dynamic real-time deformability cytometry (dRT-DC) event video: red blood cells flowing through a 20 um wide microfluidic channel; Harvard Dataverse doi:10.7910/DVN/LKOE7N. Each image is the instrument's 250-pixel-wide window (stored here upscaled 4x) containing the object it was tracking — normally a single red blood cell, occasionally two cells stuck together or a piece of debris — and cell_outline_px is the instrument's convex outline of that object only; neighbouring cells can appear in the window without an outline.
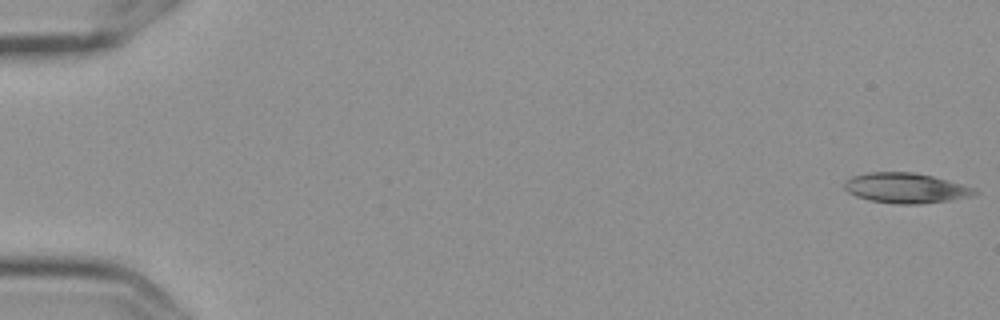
{"species": "Egyptian fruit bat (a non-hibernating species)", "species_latin": "Rousettus aegyptiacus", "temperature_condition": "cold", "stored_images_in_passage": 6, "camera_frame_rate_fps": 3000, "um_per_image_px": 0.085, "frame": {"image": 1, "passage_image": 1, "time_ms": 0.0, "image_size_px": [1000, 320], "cell_outline_px": [[980, 192], [972, 196], [948, 200], [920, 204], [896, 204], [868, 200], [856, 196], [848, 192], [844, 188], [844, 180], [852, 176], [868, 172], [912, 172], [932, 176], [976, 188]], "centroid_in_image_um": [76.97, 15.98], "position_along_channel_um": 8.0, "area_um2": 22.95}}
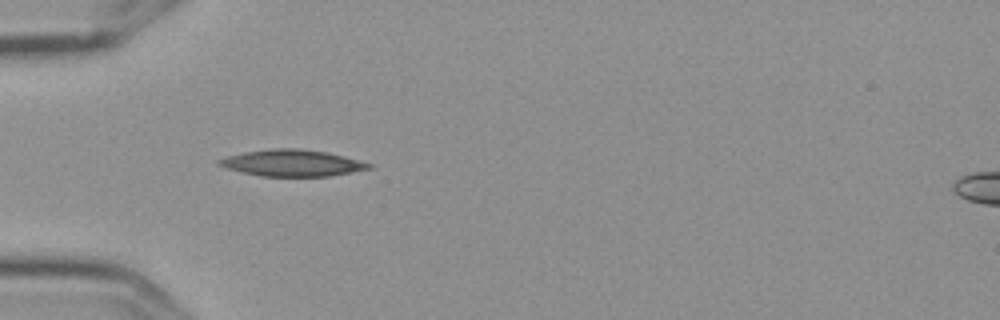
{"frame": {"image": 2, "passage_image": 5, "time_ms": 1.333, "image_size_px": [1000, 320], "cell_outline_px": [[372, 168], [328, 176], [260, 176], [240, 172], [216, 164], [216, 160], [228, 156], [244, 152], [272, 148], [296, 148], [328, 152], [344, 156], [372, 164]], "centroid_in_image_um": [24.8, 13.85], "position_along_channel_um": 60.2, "area_um2": 23.06}}
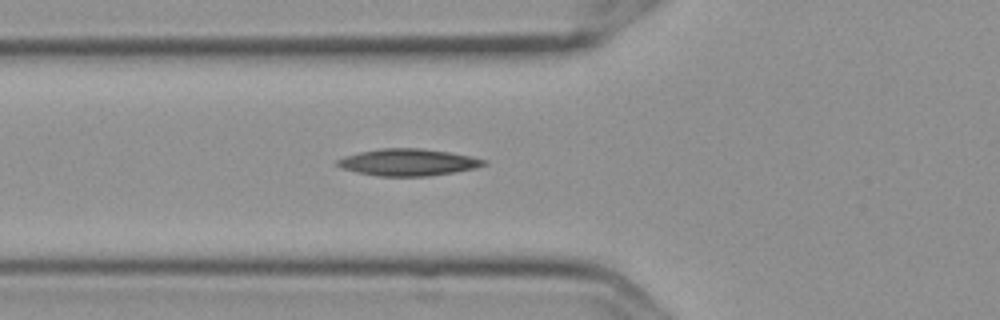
{"frame": {"image": 3, "passage_image": 6, "time_ms": 1.667, "image_size_px": [1000, 320], "cell_outline_px": [[488, 164], [476, 168], [428, 176], [376, 176], [356, 172], [340, 168], [336, 164], [336, 160], [344, 156], [360, 152], [380, 148], [420, 148], [448, 152], [472, 156], [488, 160]], "centroid_in_image_um": [34.68, 13.79], "position_along_channel_um": 91.1, "area_um2": 23.06}}